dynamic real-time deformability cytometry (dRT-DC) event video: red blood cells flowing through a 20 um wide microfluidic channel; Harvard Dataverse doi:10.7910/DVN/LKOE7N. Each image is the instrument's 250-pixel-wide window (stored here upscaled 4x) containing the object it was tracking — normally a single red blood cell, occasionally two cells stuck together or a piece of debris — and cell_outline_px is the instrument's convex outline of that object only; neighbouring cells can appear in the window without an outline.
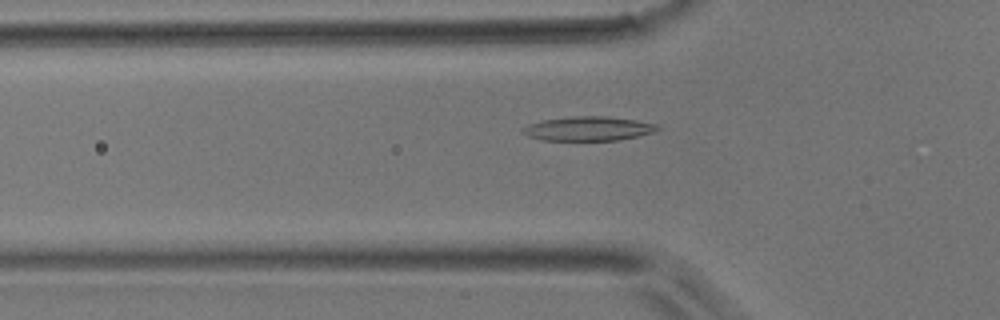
{"species": "common noctule bat (a hibernating species)", "species_latin": "Nyctalus noctula", "temperature_condition": "room temperature", "stored_images_in_passage": 28, "camera_frame_rate_fps": 3000, "um_per_image_px": 0.085, "animal": {"sex": "male", "body_mass_g": 17.9}, "frame": {"image": 1, "passage_image": 12, "time_ms": 3.667, "image_size_px": [1000, 320], "cell_outline_px": [[660, 128], [652, 132], [636, 136], [616, 140], [540, 140], [528, 136], [520, 132], [520, 128], [528, 124], [544, 120], [572, 116], [608, 116], [636, 120], [660, 124]], "centroid_in_image_um": [49.97, 10.92], "position_along_channel_um": 75.8, "area_um2": 19.07}}
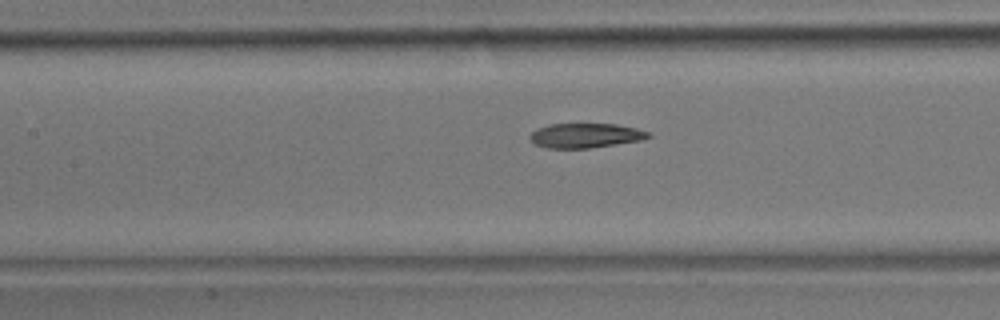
{"frame": {"image": 2, "passage_image": 18, "time_ms": 5.667, "image_size_px": [1000, 320], "cell_outline_px": [[652, 136], [644, 140], [588, 148], [548, 148], [536, 144], [528, 136], [536, 128], [548, 124], [616, 124], [636, 128], [652, 132]], "centroid_in_image_um": [49.81, 11.51], "position_along_channel_um": 157.6, "area_um2": 17.05}}
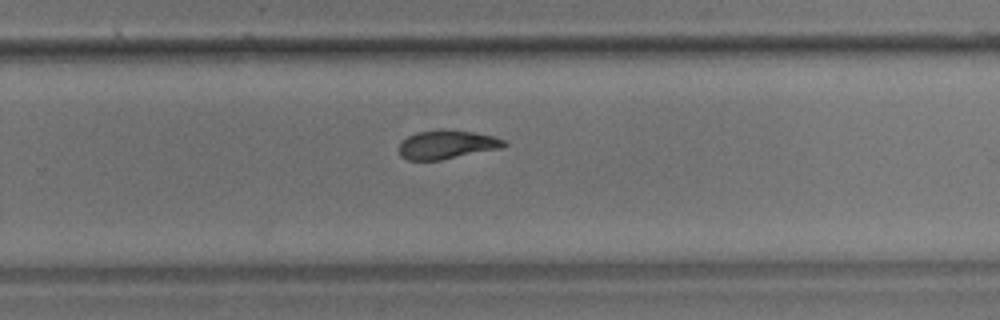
{"frame": {"image": 3, "passage_image": 28, "time_ms": 9.0, "image_size_px": [1000, 320], "cell_outline_px": [[508, 144], [504, 148], [440, 160], [408, 160], [400, 156], [400, 144], [408, 136], [416, 132], [440, 128], [444, 128], [472, 132], [492, 136], [504, 140]], "centroid_in_image_um": [38.0, 12.28], "position_along_channel_um": 291.8, "area_um2": 17.74}}